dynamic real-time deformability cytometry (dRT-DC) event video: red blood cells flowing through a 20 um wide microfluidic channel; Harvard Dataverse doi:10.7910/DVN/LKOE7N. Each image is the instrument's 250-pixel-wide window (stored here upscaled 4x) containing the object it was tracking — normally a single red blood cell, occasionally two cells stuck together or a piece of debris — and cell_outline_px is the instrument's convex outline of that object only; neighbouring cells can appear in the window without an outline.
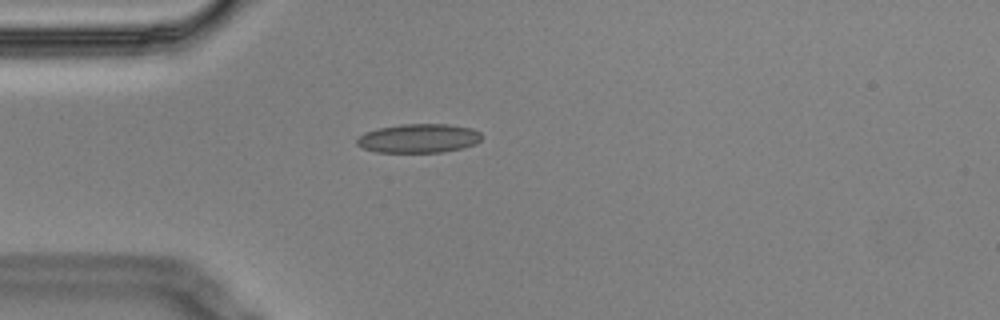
{"species": "Egyptian fruit bat (a non-hibernating species)", "species_latin": "Rousettus aegyptiacus", "temperature_condition": "cold", "stored_images_in_passage": 3, "camera_frame_rate_fps": 3000, "um_per_image_px": 0.085, "animal": {"sex": "male"}, "frame": {"image": 1, "passage_image": 2, "time_ms": 0.333, "image_size_px": [1000, 320], "cell_outline_px": [[480, 140], [476, 144], [464, 148], [444, 152], [376, 152], [364, 148], [356, 144], [356, 140], [364, 132], [376, 128], [400, 124], [448, 124], [472, 128], [480, 132]], "centroid_in_image_um": [35.59, 11.75], "position_along_channel_um": 49.4, "area_um2": 21.21}}